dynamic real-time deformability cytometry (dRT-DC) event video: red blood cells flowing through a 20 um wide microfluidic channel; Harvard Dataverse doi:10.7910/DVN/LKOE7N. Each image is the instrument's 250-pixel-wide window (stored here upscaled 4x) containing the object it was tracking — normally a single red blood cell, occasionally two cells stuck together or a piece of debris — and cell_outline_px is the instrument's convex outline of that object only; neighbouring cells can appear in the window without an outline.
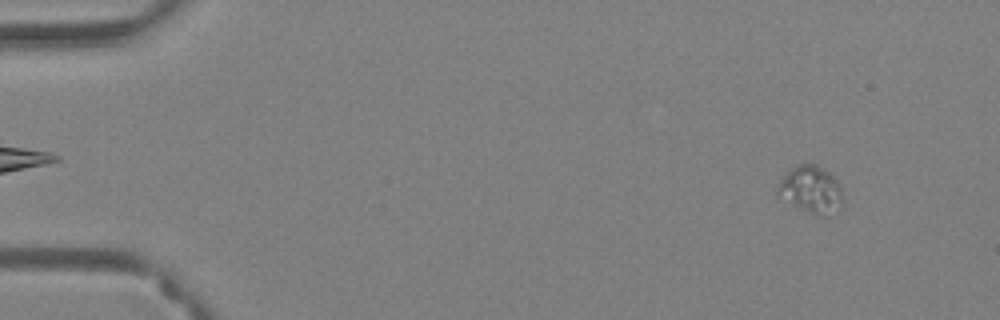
{"species": "Egyptian fruit bat (a non-hibernating species)", "species_latin": "Rousettus aegyptiacus", "temperature_condition": "warm", "stored_images_in_passage": 58, "camera_frame_rate_fps": 3000, "um_per_image_px": 0.085, "animal": {"sex": "female"}, "frame": {"image": 1, "passage_image": 6, "time_ms": 1.667, "image_size_px": [1000, 320], "cell_outline_px": [[840, 208], [824, 216], [812, 212], [792, 204], [776, 196], [776, 188], [780, 180], [796, 164], [808, 160], [816, 164], [828, 172], [832, 176], [840, 188]], "centroid_in_image_um": [68.86, 16.05], "position_along_channel_um": 16.1, "area_um2": 17.51}}
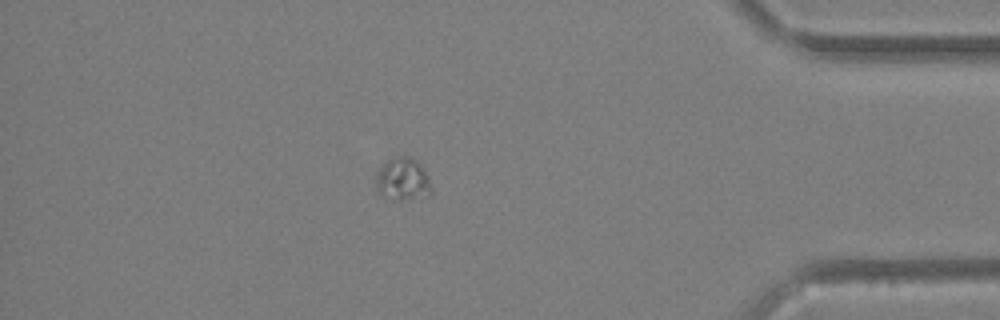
{"frame": {"image": 2, "passage_image": 51, "time_ms": 16.667, "image_size_px": [1000, 320], "cell_outline_px": [[432, 196], [404, 200], [400, 200], [380, 196], [376, 192], [376, 172], [392, 156], [412, 156], [424, 168], [428, 176], [432, 188]], "centroid_in_image_um": [34.25, 15.25], "position_along_channel_um": 401.0, "area_um2": 14.28}}